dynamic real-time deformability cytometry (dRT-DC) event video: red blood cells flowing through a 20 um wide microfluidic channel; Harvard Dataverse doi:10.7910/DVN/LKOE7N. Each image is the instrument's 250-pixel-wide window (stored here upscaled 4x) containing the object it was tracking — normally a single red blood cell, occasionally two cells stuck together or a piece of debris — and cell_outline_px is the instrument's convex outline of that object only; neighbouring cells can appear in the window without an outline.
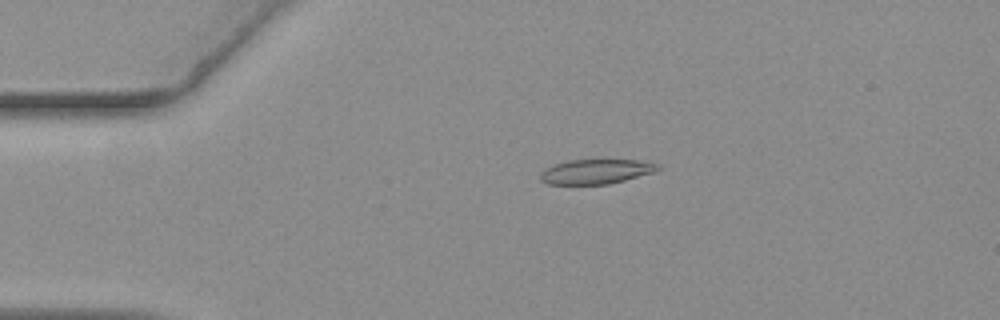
{"species": "common noctule bat (a hibernating species)", "species_latin": "Nyctalus noctula", "temperature_condition": "warm", "stored_images_in_passage": 57, "camera_frame_rate_fps": 3000, "um_per_image_px": 0.085, "animal": {"sex": "female", "body_mass_g": 19.3, "forearm_length_mm": 54.1}, "frame": {"image": 1, "passage_image": 12, "time_ms": 3.667, "image_size_px": [1000, 320], "cell_outline_px": [[660, 168], [656, 172], [608, 184], [548, 184], [540, 180], [540, 172], [544, 168], [568, 160], [604, 156], [640, 160], [660, 164]], "centroid_in_image_um": [50.71, 14.52], "position_along_channel_um": 34.3, "area_um2": 17.98}}
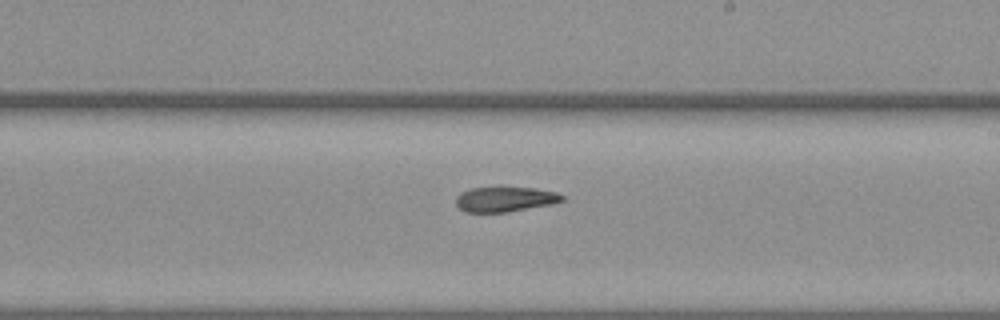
{"frame": {"image": 2, "passage_image": 33, "time_ms": 10.667, "image_size_px": [1000, 320], "cell_outline_px": [[564, 200], [552, 204], [504, 212], [464, 212], [456, 204], [456, 196], [460, 192], [472, 188], [536, 188], [556, 192], [564, 196]], "centroid_in_image_um": [42.92, 16.94], "position_along_channel_um": 246.1, "area_um2": 15.26}}
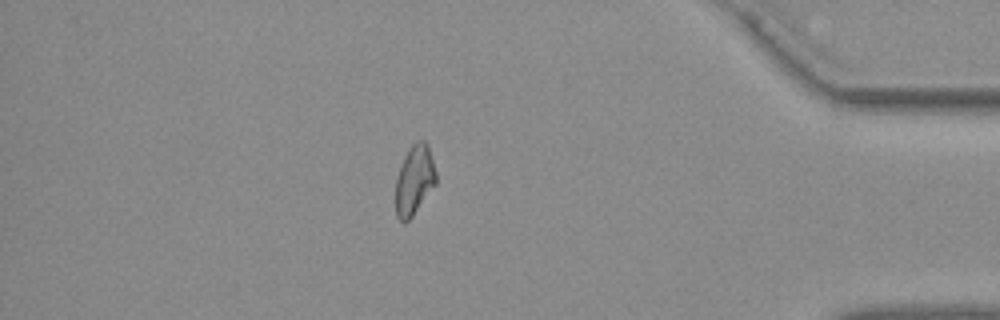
{"frame": {"image": 3, "passage_image": 49, "time_ms": 16.0, "image_size_px": [1000, 320], "cell_outline_px": [[436, 184], [412, 216], [404, 224], [396, 216], [396, 180], [404, 156], [408, 148], [416, 140], [424, 140], [428, 144], [436, 172]], "centroid_in_image_um": [35.23, 15.29], "position_along_channel_um": 400.0, "area_um2": 16.36}}